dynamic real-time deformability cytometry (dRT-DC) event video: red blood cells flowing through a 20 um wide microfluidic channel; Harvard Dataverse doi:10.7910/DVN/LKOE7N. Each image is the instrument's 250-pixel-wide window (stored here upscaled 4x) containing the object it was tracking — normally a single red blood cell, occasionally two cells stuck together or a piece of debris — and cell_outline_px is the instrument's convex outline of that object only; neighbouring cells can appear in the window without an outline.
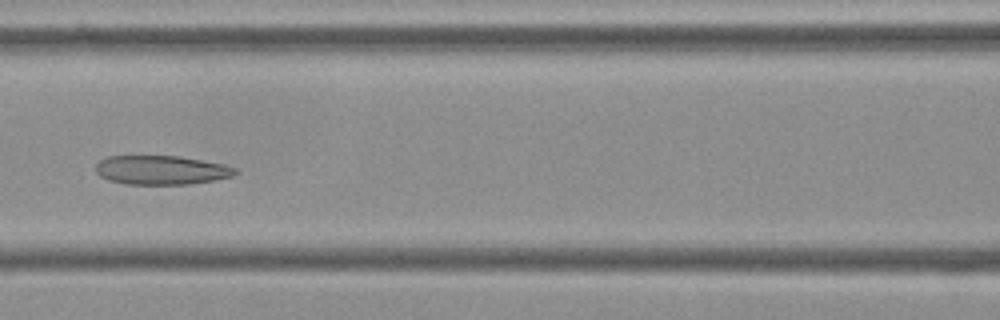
{"species": "Egyptian fruit bat (a non-hibernating species)", "species_latin": "Rousettus aegyptiacus", "temperature_condition": "cold", "stored_images_in_passage": 10, "camera_frame_rate_fps": 3000, "um_per_image_px": 0.085, "frame": {"image": 1, "passage_image": 7, "time_ms": 2.0, "image_size_px": [1000, 320], "cell_outline_px": [[240, 172], [232, 176], [216, 180], [188, 184], [124, 184], [108, 180], [100, 176], [96, 172], [96, 164], [100, 160], [108, 156], [176, 156], [224, 164], [236, 168]], "centroid_in_image_um": [13.71, 14.46], "position_along_channel_um": 152.9, "area_um2": 23.64}}
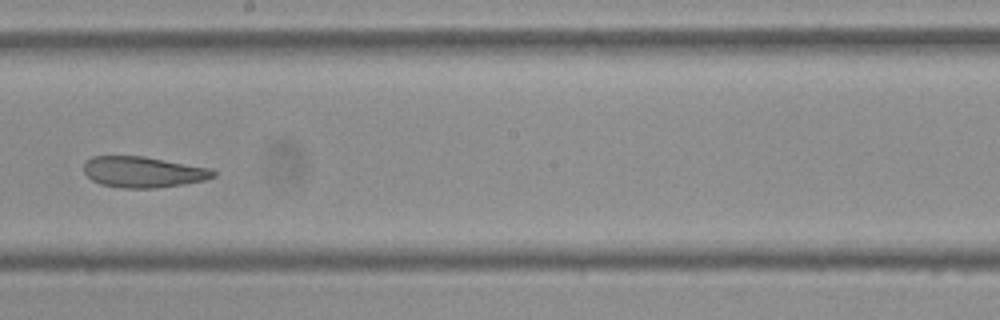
{"frame": {"image": 2, "passage_image": 9, "time_ms": 2.667, "image_size_px": [1000, 320], "cell_outline_px": [[216, 176], [204, 180], [184, 184], [156, 188], [124, 188], [100, 184], [92, 180], [84, 172], [84, 160], [92, 156], [144, 156], [208, 168], [216, 172]], "centroid_in_image_um": [12.13, 14.62], "position_along_channel_um": 236.1, "area_um2": 23.29}}
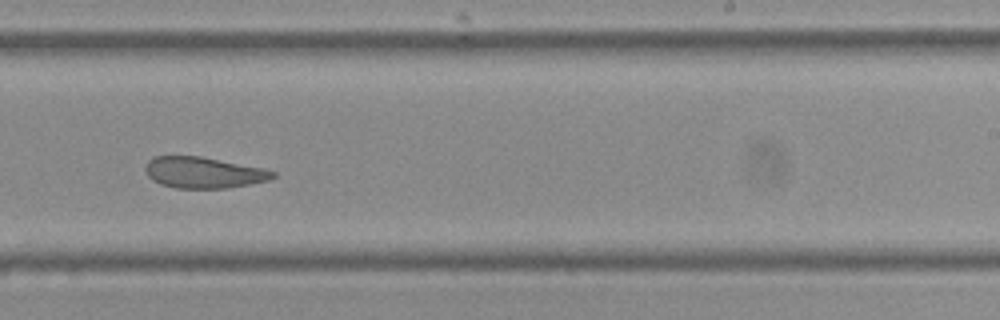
{"frame": {"image": 3, "passage_image": 10, "time_ms": 3.0, "image_size_px": [1000, 320], "cell_outline_px": [[276, 176], [268, 180], [248, 184], [224, 188], [176, 188], [160, 184], [152, 180], [148, 176], [144, 168], [148, 160], [152, 156], [200, 156], [264, 168], [276, 172]], "centroid_in_image_um": [17.27, 14.66], "position_along_channel_um": 271.7, "area_um2": 23.12}}